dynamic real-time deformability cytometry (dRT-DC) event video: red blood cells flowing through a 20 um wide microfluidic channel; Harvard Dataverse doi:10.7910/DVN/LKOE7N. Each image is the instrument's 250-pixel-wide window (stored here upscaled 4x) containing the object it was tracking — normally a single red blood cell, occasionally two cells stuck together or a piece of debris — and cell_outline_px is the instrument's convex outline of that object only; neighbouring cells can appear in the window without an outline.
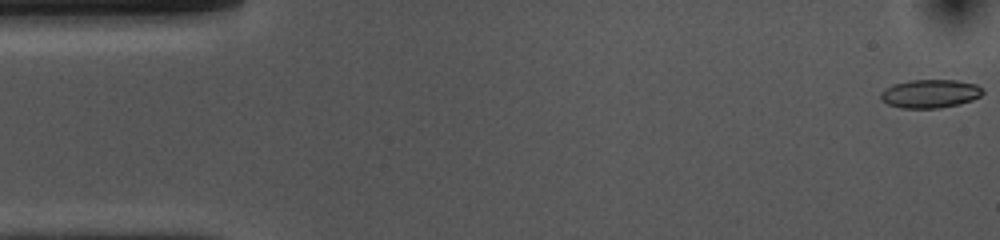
{"species": "common noctule bat (a hibernating species)", "species_latin": "Nyctalus noctula", "temperature_condition": "cold", "stored_images_in_passage": 53, "camera_frame_rate_fps": 3000, "um_per_image_px": 0.085, "animal": {"sex": "female", "body_mass_g": 10.0, "forearm_length_mm": 53.1}, "frame": {"image": 1, "passage_image": 1, "time_ms": 0.0, "image_size_px": [1000, 240], "cell_outline_px": [[984, 92], [980, 96], [972, 100], [940, 108], [900, 108], [888, 104], [880, 100], [880, 92], [892, 84], [912, 80], [956, 80], [976, 84], [984, 88]], "centroid_in_image_um": [79.05, 7.96], "position_along_channel_um": 6.0, "area_um2": 16.99}}
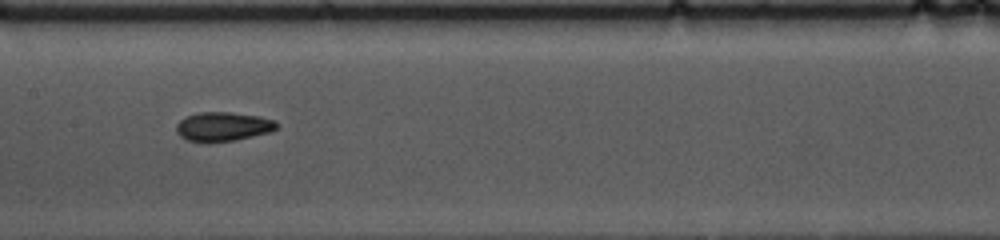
{"frame": {"image": 2, "passage_image": 25, "time_ms": 8.0, "image_size_px": [1000, 240], "cell_outline_px": [[280, 124], [272, 132], [236, 140], [204, 144], [188, 140], [180, 136], [176, 132], [176, 124], [180, 120], [188, 116], [200, 112], [228, 112], [260, 116], [276, 120]], "centroid_in_image_um": [18.98, 10.78], "position_along_channel_um": 188.4, "area_um2": 17.46}}
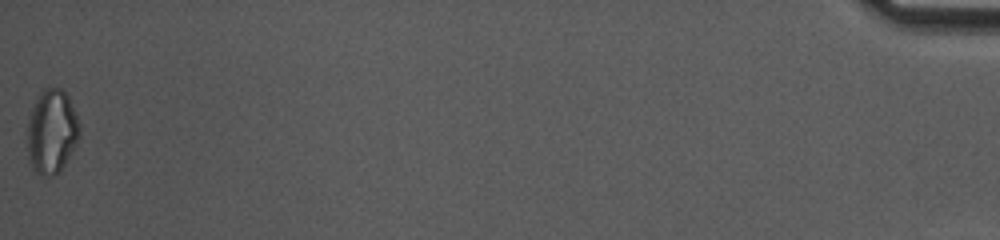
{"frame": {"image": 3, "passage_image": 53, "time_ms": 17.333, "image_size_px": [1000, 240], "cell_outline_px": [[80, 136], [72, 152], [60, 172], [52, 176], [40, 176], [32, 168], [28, 160], [28, 120], [32, 108], [40, 92], [44, 88], [60, 88], [68, 96], [76, 116], [80, 128]], "centroid_in_image_um": [4.39, 11.22], "position_along_channel_um": 430.8, "area_um2": 25.55}, "authors_computed_cell_mechanics": {"area_um2": 16.9932, "velocity_mm_per_s": 3.7251, "shape_relaxation_time_tau1_ms": 10.0353, "shape_relaxation_time_tau2_ms": 4.0589, "deformation_change_tau1": 0.1478, "deformation_change_tau2": 0.0909}}